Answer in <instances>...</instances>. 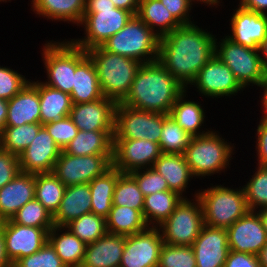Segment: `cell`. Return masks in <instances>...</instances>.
Masks as SVG:
<instances>
[{
	"instance_id": "25",
	"label": "cell",
	"mask_w": 267,
	"mask_h": 267,
	"mask_svg": "<svg viewBox=\"0 0 267 267\" xmlns=\"http://www.w3.org/2000/svg\"><path fill=\"white\" fill-rule=\"evenodd\" d=\"M187 93L189 92L186 89L178 97L170 110L169 116H171L173 120L192 137L202 136L211 132L213 130L212 127L208 128L209 130L207 128H204V124L207 120L206 118H208L206 117L207 112L206 110H204V104L202 106L201 101H191V99H186L188 98Z\"/></svg>"
},
{
	"instance_id": "2",
	"label": "cell",
	"mask_w": 267,
	"mask_h": 267,
	"mask_svg": "<svg viewBox=\"0 0 267 267\" xmlns=\"http://www.w3.org/2000/svg\"><path fill=\"white\" fill-rule=\"evenodd\" d=\"M186 90L158 61L142 64L126 97L120 102L130 108L169 114Z\"/></svg>"
},
{
	"instance_id": "55",
	"label": "cell",
	"mask_w": 267,
	"mask_h": 267,
	"mask_svg": "<svg viewBox=\"0 0 267 267\" xmlns=\"http://www.w3.org/2000/svg\"><path fill=\"white\" fill-rule=\"evenodd\" d=\"M260 89H262V95L259 96L260 100V105L262 107H260V109L262 110L263 114L260 117V121H265L267 122V74L266 77L264 78L263 82L260 84ZM263 108V109H262Z\"/></svg>"
},
{
	"instance_id": "36",
	"label": "cell",
	"mask_w": 267,
	"mask_h": 267,
	"mask_svg": "<svg viewBox=\"0 0 267 267\" xmlns=\"http://www.w3.org/2000/svg\"><path fill=\"white\" fill-rule=\"evenodd\" d=\"M117 183V169L111 167L103 175L94 178L90 183L91 212L107 218L112 208L113 193Z\"/></svg>"
},
{
	"instance_id": "27",
	"label": "cell",
	"mask_w": 267,
	"mask_h": 267,
	"mask_svg": "<svg viewBox=\"0 0 267 267\" xmlns=\"http://www.w3.org/2000/svg\"><path fill=\"white\" fill-rule=\"evenodd\" d=\"M91 212L89 183L67 186L59 209L53 216L55 226H66L72 220Z\"/></svg>"
},
{
	"instance_id": "40",
	"label": "cell",
	"mask_w": 267,
	"mask_h": 267,
	"mask_svg": "<svg viewBox=\"0 0 267 267\" xmlns=\"http://www.w3.org/2000/svg\"><path fill=\"white\" fill-rule=\"evenodd\" d=\"M189 135L169 114H164L159 146L165 154H184L191 139Z\"/></svg>"
},
{
	"instance_id": "46",
	"label": "cell",
	"mask_w": 267,
	"mask_h": 267,
	"mask_svg": "<svg viewBox=\"0 0 267 267\" xmlns=\"http://www.w3.org/2000/svg\"><path fill=\"white\" fill-rule=\"evenodd\" d=\"M30 79L11 67L0 65V99L10 100L19 93Z\"/></svg>"
},
{
	"instance_id": "47",
	"label": "cell",
	"mask_w": 267,
	"mask_h": 267,
	"mask_svg": "<svg viewBox=\"0 0 267 267\" xmlns=\"http://www.w3.org/2000/svg\"><path fill=\"white\" fill-rule=\"evenodd\" d=\"M16 265L18 267H66L48 241L39 251L21 258Z\"/></svg>"
},
{
	"instance_id": "50",
	"label": "cell",
	"mask_w": 267,
	"mask_h": 267,
	"mask_svg": "<svg viewBox=\"0 0 267 267\" xmlns=\"http://www.w3.org/2000/svg\"><path fill=\"white\" fill-rule=\"evenodd\" d=\"M20 172L19 156L0 148V189Z\"/></svg>"
},
{
	"instance_id": "29",
	"label": "cell",
	"mask_w": 267,
	"mask_h": 267,
	"mask_svg": "<svg viewBox=\"0 0 267 267\" xmlns=\"http://www.w3.org/2000/svg\"><path fill=\"white\" fill-rule=\"evenodd\" d=\"M113 137L114 131L79 130L63 151L74 156L105 155L112 162Z\"/></svg>"
},
{
	"instance_id": "61",
	"label": "cell",
	"mask_w": 267,
	"mask_h": 267,
	"mask_svg": "<svg viewBox=\"0 0 267 267\" xmlns=\"http://www.w3.org/2000/svg\"><path fill=\"white\" fill-rule=\"evenodd\" d=\"M257 256L259 259L260 267H267V243L264 245Z\"/></svg>"
},
{
	"instance_id": "6",
	"label": "cell",
	"mask_w": 267,
	"mask_h": 267,
	"mask_svg": "<svg viewBox=\"0 0 267 267\" xmlns=\"http://www.w3.org/2000/svg\"><path fill=\"white\" fill-rule=\"evenodd\" d=\"M41 56L47 78L42 82L52 88L71 94L76 67L88 56L87 52L77 47L68 38L59 41L46 40L42 47Z\"/></svg>"
},
{
	"instance_id": "12",
	"label": "cell",
	"mask_w": 267,
	"mask_h": 267,
	"mask_svg": "<svg viewBox=\"0 0 267 267\" xmlns=\"http://www.w3.org/2000/svg\"><path fill=\"white\" fill-rule=\"evenodd\" d=\"M111 167L112 162L105 155L74 156L62 150L52 172L67 187L90 183Z\"/></svg>"
},
{
	"instance_id": "57",
	"label": "cell",
	"mask_w": 267,
	"mask_h": 267,
	"mask_svg": "<svg viewBox=\"0 0 267 267\" xmlns=\"http://www.w3.org/2000/svg\"><path fill=\"white\" fill-rule=\"evenodd\" d=\"M12 263L9 261L5 251V240L3 232L0 229V267H9Z\"/></svg>"
},
{
	"instance_id": "33",
	"label": "cell",
	"mask_w": 267,
	"mask_h": 267,
	"mask_svg": "<svg viewBox=\"0 0 267 267\" xmlns=\"http://www.w3.org/2000/svg\"><path fill=\"white\" fill-rule=\"evenodd\" d=\"M136 15L159 38L181 26L159 0H140Z\"/></svg>"
},
{
	"instance_id": "37",
	"label": "cell",
	"mask_w": 267,
	"mask_h": 267,
	"mask_svg": "<svg viewBox=\"0 0 267 267\" xmlns=\"http://www.w3.org/2000/svg\"><path fill=\"white\" fill-rule=\"evenodd\" d=\"M66 186L50 173L35 174V199H37L53 216L59 209Z\"/></svg>"
},
{
	"instance_id": "26",
	"label": "cell",
	"mask_w": 267,
	"mask_h": 267,
	"mask_svg": "<svg viewBox=\"0 0 267 267\" xmlns=\"http://www.w3.org/2000/svg\"><path fill=\"white\" fill-rule=\"evenodd\" d=\"M31 10L39 18L52 22L80 25L84 17L86 0H31Z\"/></svg>"
},
{
	"instance_id": "49",
	"label": "cell",
	"mask_w": 267,
	"mask_h": 267,
	"mask_svg": "<svg viewBox=\"0 0 267 267\" xmlns=\"http://www.w3.org/2000/svg\"><path fill=\"white\" fill-rule=\"evenodd\" d=\"M173 15V17L181 24L187 25L196 22L193 20V5L196 3L192 0H159ZM193 20V21H192Z\"/></svg>"
},
{
	"instance_id": "43",
	"label": "cell",
	"mask_w": 267,
	"mask_h": 267,
	"mask_svg": "<svg viewBox=\"0 0 267 267\" xmlns=\"http://www.w3.org/2000/svg\"><path fill=\"white\" fill-rule=\"evenodd\" d=\"M10 220L23 226L37 228L55 226L53 215L35 198L20 208Z\"/></svg>"
},
{
	"instance_id": "7",
	"label": "cell",
	"mask_w": 267,
	"mask_h": 267,
	"mask_svg": "<svg viewBox=\"0 0 267 267\" xmlns=\"http://www.w3.org/2000/svg\"><path fill=\"white\" fill-rule=\"evenodd\" d=\"M160 38L137 16L111 36L101 47L146 64L157 61Z\"/></svg>"
},
{
	"instance_id": "13",
	"label": "cell",
	"mask_w": 267,
	"mask_h": 267,
	"mask_svg": "<svg viewBox=\"0 0 267 267\" xmlns=\"http://www.w3.org/2000/svg\"><path fill=\"white\" fill-rule=\"evenodd\" d=\"M189 87H195L196 93L206 98H232L244 91L230 68L214 55L198 72Z\"/></svg>"
},
{
	"instance_id": "56",
	"label": "cell",
	"mask_w": 267,
	"mask_h": 267,
	"mask_svg": "<svg viewBox=\"0 0 267 267\" xmlns=\"http://www.w3.org/2000/svg\"><path fill=\"white\" fill-rule=\"evenodd\" d=\"M116 8L112 0H86L85 9Z\"/></svg>"
},
{
	"instance_id": "21",
	"label": "cell",
	"mask_w": 267,
	"mask_h": 267,
	"mask_svg": "<svg viewBox=\"0 0 267 267\" xmlns=\"http://www.w3.org/2000/svg\"><path fill=\"white\" fill-rule=\"evenodd\" d=\"M192 248L196 267H224L230 251L227 230L204 224Z\"/></svg>"
},
{
	"instance_id": "31",
	"label": "cell",
	"mask_w": 267,
	"mask_h": 267,
	"mask_svg": "<svg viewBox=\"0 0 267 267\" xmlns=\"http://www.w3.org/2000/svg\"><path fill=\"white\" fill-rule=\"evenodd\" d=\"M74 75V86L70 94L72 104L93 102L104 97L95 65L89 56L76 67Z\"/></svg>"
},
{
	"instance_id": "4",
	"label": "cell",
	"mask_w": 267,
	"mask_h": 267,
	"mask_svg": "<svg viewBox=\"0 0 267 267\" xmlns=\"http://www.w3.org/2000/svg\"><path fill=\"white\" fill-rule=\"evenodd\" d=\"M93 61L104 97L121 102L143 63L104 50L101 46L86 51Z\"/></svg>"
},
{
	"instance_id": "35",
	"label": "cell",
	"mask_w": 267,
	"mask_h": 267,
	"mask_svg": "<svg viewBox=\"0 0 267 267\" xmlns=\"http://www.w3.org/2000/svg\"><path fill=\"white\" fill-rule=\"evenodd\" d=\"M148 227L143 213L127 206L112 205L106 218L107 232L111 234L129 236Z\"/></svg>"
},
{
	"instance_id": "64",
	"label": "cell",
	"mask_w": 267,
	"mask_h": 267,
	"mask_svg": "<svg viewBox=\"0 0 267 267\" xmlns=\"http://www.w3.org/2000/svg\"><path fill=\"white\" fill-rule=\"evenodd\" d=\"M9 267H18L16 264H11Z\"/></svg>"
},
{
	"instance_id": "60",
	"label": "cell",
	"mask_w": 267,
	"mask_h": 267,
	"mask_svg": "<svg viewBox=\"0 0 267 267\" xmlns=\"http://www.w3.org/2000/svg\"><path fill=\"white\" fill-rule=\"evenodd\" d=\"M192 1H194L195 3H197V4H204L205 5V7L206 6H208V7H210V8H217L218 6H221V7H223L224 5L222 4V3H224V2H222L223 0H192ZM220 4V5H219ZM222 4V5H221Z\"/></svg>"
},
{
	"instance_id": "23",
	"label": "cell",
	"mask_w": 267,
	"mask_h": 267,
	"mask_svg": "<svg viewBox=\"0 0 267 267\" xmlns=\"http://www.w3.org/2000/svg\"><path fill=\"white\" fill-rule=\"evenodd\" d=\"M35 174H19L0 189V218L5 221L35 198Z\"/></svg>"
},
{
	"instance_id": "14",
	"label": "cell",
	"mask_w": 267,
	"mask_h": 267,
	"mask_svg": "<svg viewBox=\"0 0 267 267\" xmlns=\"http://www.w3.org/2000/svg\"><path fill=\"white\" fill-rule=\"evenodd\" d=\"M161 154L156 142L145 139H113L112 167L121 173L151 168Z\"/></svg>"
},
{
	"instance_id": "22",
	"label": "cell",
	"mask_w": 267,
	"mask_h": 267,
	"mask_svg": "<svg viewBox=\"0 0 267 267\" xmlns=\"http://www.w3.org/2000/svg\"><path fill=\"white\" fill-rule=\"evenodd\" d=\"M7 102L8 110L5 126L40 123V98L37 78L30 79L29 83Z\"/></svg>"
},
{
	"instance_id": "52",
	"label": "cell",
	"mask_w": 267,
	"mask_h": 267,
	"mask_svg": "<svg viewBox=\"0 0 267 267\" xmlns=\"http://www.w3.org/2000/svg\"><path fill=\"white\" fill-rule=\"evenodd\" d=\"M224 267H260L257 255L230 250Z\"/></svg>"
},
{
	"instance_id": "38",
	"label": "cell",
	"mask_w": 267,
	"mask_h": 267,
	"mask_svg": "<svg viewBox=\"0 0 267 267\" xmlns=\"http://www.w3.org/2000/svg\"><path fill=\"white\" fill-rule=\"evenodd\" d=\"M42 127L41 123L5 126L0 132V148L19 156L31 144Z\"/></svg>"
},
{
	"instance_id": "3",
	"label": "cell",
	"mask_w": 267,
	"mask_h": 267,
	"mask_svg": "<svg viewBox=\"0 0 267 267\" xmlns=\"http://www.w3.org/2000/svg\"><path fill=\"white\" fill-rule=\"evenodd\" d=\"M228 141L214 128L205 135L191 137L183 155L195 179L222 175L230 169L236 145Z\"/></svg>"
},
{
	"instance_id": "53",
	"label": "cell",
	"mask_w": 267,
	"mask_h": 267,
	"mask_svg": "<svg viewBox=\"0 0 267 267\" xmlns=\"http://www.w3.org/2000/svg\"><path fill=\"white\" fill-rule=\"evenodd\" d=\"M239 5L248 10L267 15V0H238Z\"/></svg>"
},
{
	"instance_id": "39",
	"label": "cell",
	"mask_w": 267,
	"mask_h": 267,
	"mask_svg": "<svg viewBox=\"0 0 267 267\" xmlns=\"http://www.w3.org/2000/svg\"><path fill=\"white\" fill-rule=\"evenodd\" d=\"M144 195L129 173L117 170V183L113 193V205L127 206L143 213Z\"/></svg>"
},
{
	"instance_id": "1",
	"label": "cell",
	"mask_w": 267,
	"mask_h": 267,
	"mask_svg": "<svg viewBox=\"0 0 267 267\" xmlns=\"http://www.w3.org/2000/svg\"><path fill=\"white\" fill-rule=\"evenodd\" d=\"M194 22L160 38L157 61L187 90L215 55L216 35Z\"/></svg>"
},
{
	"instance_id": "45",
	"label": "cell",
	"mask_w": 267,
	"mask_h": 267,
	"mask_svg": "<svg viewBox=\"0 0 267 267\" xmlns=\"http://www.w3.org/2000/svg\"><path fill=\"white\" fill-rule=\"evenodd\" d=\"M144 196L169 190L167 181L154 168L134 170L129 173Z\"/></svg>"
},
{
	"instance_id": "51",
	"label": "cell",
	"mask_w": 267,
	"mask_h": 267,
	"mask_svg": "<svg viewBox=\"0 0 267 267\" xmlns=\"http://www.w3.org/2000/svg\"><path fill=\"white\" fill-rule=\"evenodd\" d=\"M257 128L255 129V135L256 137V148L255 152L257 155L254 154L255 157H257L255 160L258 162H255L257 165L261 166H267V122L260 121L257 122Z\"/></svg>"
},
{
	"instance_id": "63",
	"label": "cell",
	"mask_w": 267,
	"mask_h": 267,
	"mask_svg": "<svg viewBox=\"0 0 267 267\" xmlns=\"http://www.w3.org/2000/svg\"><path fill=\"white\" fill-rule=\"evenodd\" d=\"M1 2L7 3V2H11V0H0V3Z\"/></svg>"
},
{
	"instance_id": "24",
	"label": "cell",
	"mask_w": 267,
	"mask_h": 267,
	"mask_svg": "<svg viewBox=\"0 0 267 267\" xmlns=\"http://www.w3.org/2000/svg\"><path fill=\"white\" fill-rule=\"evenodd\" d=\"M126 236L106 233L95 242L86 244L80 267H120Z\"/></svg>"
},
{
	"instance_id": "54",
	"label": "cell",
	"mask_w": 267,
	"mask_h": 267,
	"mask_svg": "<svg viewBox=\"0 0 267 267\" xmlns=\"http://www.w3.org/2000/svg\"><path fill=\"white\" fill-rule=\"evenodd\" d=\"M140 0H112L116 8L131 12L133 15L137 14Z\"/></svg>"
},
{
	"instance_id": "5",
	"label": "cell",
	"mask_w": 267,
	"mask_h": 267,
	"mask_svg": "<svg viewBox=\"0 0 267 267\" xmlns=\"http://www.w3.org/2000/svg\"><path fill=\"white\" fill-rule=\"evenodd\" d=\"M209 185L207 189H198L197 193L202 204L204 224L227 229L250 211L242 185L239 188Z\"/></svg>"
},
{
	"instance_id": "42",
	"label": "cell",
	"mask_w": 267,
	"mask_h": 267,
	"mask_svg": "<svg viewBox=\"0 0 267 267\" xmlns=\"http://www.w3.org/2000/svg\"><path fill=\"white\" fill-rule=\"evenodd\" d=\"M254 172L242 186L250 211L267 207V166L256 165Z\"/></svg>"
},
{
	"instance_id": "16",
	"label": "cell",
	"mask_w": 267,
	"mask_h": 267,
	"mask_svg": "<svg viewBox=\"0 0 267 267\" xmlns=\"http://www.w3.org/2000/svg\"><path fill=\"white\" fill-rule=\"evenodd\" d=\"M51 229L23 226L10 219L3 221L1 230L9 261L16 264L21 258L39 251L48 241V232Z\"/></svg>"
},
{
	"instance_id": "48",
	"label": "cell",
	"mask_w": 267,
	"mask_h": 267,
	"mask_svg": "<svg viewBox=\"0 0 267 267\" xmlns=\"http://www.w3.org/2000/svg\"><path fill=\"white\" fill-rule=\"evenodd\" d=\"M43 127L61 150H64L79 131L70 116L44 124Z\"/></svg>"
},
{
	"instance_id": "41",
	"label": "cell",
	"mask_w": 267,
	"mask_h": 267,
	"mask_svg": "<svg viewBox=\"0 0 267 267\" xmlns=\"http://www.w3.org/2000/svg\"><path fill=\"white\" fill-rule=\"evenodd\" d=\"M65 227L85 244L95 242L107 233L106 219L93 212L72 220Z\"/></svg>"
},
{
	"instance_id": "8",
	"label": "cell",
	"mask_w": 267,
	"mask_h": 267,
	"mask_svg": "<svg viewBox=\"0 0 267 267\" xmlns=\"http://www.w3.org/2000/svg\"><path fill=\"white\" fill-rule=\"evenodd\" d=\"M215 55L230 68L244 90L259 87L266 77L259 50L237 44L226 35L216 38Z\"/></svg>"
},
{
	"instance_id": "9",
	"label": "cell",
	"mask_w": 267,
	"mask_h": 267,
	"mask_svg": "<svg viewBox=\"0 0 267 267\" xmlns=\"http://www.w3.org/2000/svg\"><path fill=\"white\" fill-rule=\"evenodd\" d=\"M198 190L192 198H183L170 216L159 226L165 244L192 246L204 226ZM194 198V199H193Z\"/></svg>"
},
{
	"instance_id": "11",
	"label": "cell",
	"mask_w": 267,
	"mask_h": 267,
	"mask_svg": "<svg viewBox=\"0 0 267 267\" xmlns=\"http://www.w3.org/2000/svg\"><path fill=\"white\" fill-rule=\"evenodd\" d=\"M164 114L130 108L117 103L113 139H145L159 143Z\"/></svg>"
},
{
	"instance_id": "28",
	"label": "cell",
	"mask_w": 267,
	"mask_h": 267,
	"mask_svg": "<svg viewBox=\"0 0 267 267\" xmlns=\"http://www.w3.org/2000/svg\"><path fill=\"white\" fill-rule=\"evenodd\" d=\"M166 179L169 190L179 193L184 198L191 179L194 180L183 154L162 153L155 161L153 167ZM187 188V189H186Z\"/></svg>"
},
{
	"instance_id": "62",
	"label": "cell",
	"mask_w": 267,
	"mask_h": 267,
	"mask_svg": "<svg viewBox=\"0 0 267 267\" xmlns=\"http://www.w3.org/2000/svg\"><path fill=\"white\" fill-rule=\"evenodd\" d=\"M261 218V221L263 223V227L265 231L267 232V207L261 208L256 211Z\"/></svg>"
},
{
	"instance_id": "44",
	"label": "cell",
	"mask_w": 267,
	"mask_h": 267,
	"mask_svg": "<svg viewBox=\"0 0 267 267\" xmlns=\"http://www.w3.org/2000/svg\"><path fill=\"white\" fill-rule=\"evenodd\" d=\"M158 267H196L192 246L163 244Z\"/></svg>"
},
{
	"instance_id": "65",
	"label": "cell",
	"mask_w": 267,
	"mask_h": 267,
	"mask_svg": "<svg viewBox=\"0 0 267 267\" xmlns=\"http://www.w3.org/2000/svg\"><path fill=\"white\" fill-rule=\"evenodd\" d=\"M2 222H3V220L0 218V229H1Z\"/></svg>"
},
{
	"instance_id": "19",
	"label": "cell",
	"mask_w": 267,
	"mask_h": 267,
	"mask_svg": "<svg viewBox=\"0 0 267 267\" xmlns=\"http://www.w3.org/2000/svg\"><path fill=\"white\" fill-rule=\"evenodd\" d=\"M232 10L234 12L229 19L231 33L225 35L237 44L258 50L267 36V15L248 10L239 4Z\"/></svg>"
},
{
	"instance_id": "32",
	"label": "cell",
	"mask_w": 267,
	"mask_h": 267,
	"mask_svg": "<svg viewBox=\"0 0 267 267\" xmlns=\"http://www.w3.org/2000/svg\"><path fill=\"white\" fill-rule=\"evenodd\" d=\"M40 98V123L54 122L70 115L72 108L71 96L68 93L52 88L38 80Z\"/></svg>"
},
{
	"instance_id": "30",
	"label": "cell",
	"mask_w": 267,
	"mask_h": 267,
	"mask_svg": "<svg viewBox=\"0 0 267 267\" xmlns=\"http://www.w3.org/2000/svg\"><path fill=\"white\" fill-rule=\"evenodd\" d=\"M48 242L66 267H80L86 244L65 226H53L48 232Z\"/></svg>"
},
{
	"instance_id": "59",
	"label": "cell",
	"mask_w": 267,
	"mask_h": 267,
	"mask_svg": "<svg viewBox=\"0 0 267 267\" xmlns=\"http://www.w3.org/2000/svg\"><path fill=\"white\" fill-rule=\"evenodd\" d=\"M258 50H259V54H260L262 62H263L264 69H265L266 74H267V36L259 45Z\"/></svg>"
},
{
	"instance_id": "58",
	"label": "cell",
	"mask_w": 267,
	"mask_h": 267,
	"mask_svg": "<svg viewBox=\"0 0 267 267\" xmlns=\"http://www.w3.org/2000/svg\"><path fill=\"white\" fill-rule=\"evenodd\" d=\"M8 102L0 99V132L5 128L7 119Z\"/></svg>"
},
{
	"instance_id": "10",
	"label": "cell",
	"mask_w": 267,
	"mask_h": 267,
	"mask_svg": "<svg viewBox=\"0 0 267 267\" xmlns=\"http://www.w3.org/2000/svg\"><path fill=\"white\" fill-rule=\"evenodd\" d=\"M133 14L119 8L85 9L79 25L84 29V37L70 40L87 51L102 46L111 36L122 30Z\"/></svg>"
},
{
	"instance_id": "18",
	"label": "cell",
	"mask_w": 267,
	"mask_h": 267,
	"mask_svg": "<svg viewBox=\"0 0 267 267\" xmlns=\"http://www.w3.org/2000/svg\"><path fill=\"white\" fill-rule=\"evenodd\" d=\"M229 250L258 255L267 243V232L256 211H249L226 229Z\"/></svg>"
},
{
	"instance_id": "17",
	"label": "cell",
	"mask_w": 267,
	"mask_h": 267,
	"mask_svg": "<svg viewBox=\"0 0 267 267\" xmlns=\"http://www.w3.org/2000/svg\"><path fill=\"white\" fill-rule=\"evenodd\" d=\"M117 102L103 97L93 102L72 104L70 117L78 130L114 131Z\"/></svg>"
},
{
	"instance_id": "34",
	"label": "cell",
	"mask_w": 267,
	"mask_h": 267,
	"mask_svg": "<svg viewBox=\"0 0 267 267\" xmlns=\"http://www.w3.org/2000/svg\"><path fill=\"white\" fill-rule=\"evenodd\" d=\"M184 197L167 190L144 197L143 216L149 227H159Z\"/></svg>"
},
{
	"instance_id": "20",
	"label": "cell",
	"mask_w": 267,
	"mask_h": 267,
	"mask_svg": "<svg viewBox=\"0 0 267 267\" xmlns=\"http://www.w3.org/2000/svg\"><path fill=\"white\" fill-rule=\"evenodd\" d=\"M62 150L53 137L42 127L31 144L19 155L20 171L25 173H50Z\"/></svg>"
},
{
	"instance_id": "15",
	"label": "cell",
	"mask_w": 267,
	"mask_h": 267,
	"mask_svg": "<svg viewBox=\"0 0 267 267\" xmlns=\"http://www.w3.org/2000/svg\"><path fill=\"white\" fill-rule=\"evenodd\" d=\"M163 244L159 227H148L126 236L120 267H158Z\"/></svg>"
}]
</instances>
